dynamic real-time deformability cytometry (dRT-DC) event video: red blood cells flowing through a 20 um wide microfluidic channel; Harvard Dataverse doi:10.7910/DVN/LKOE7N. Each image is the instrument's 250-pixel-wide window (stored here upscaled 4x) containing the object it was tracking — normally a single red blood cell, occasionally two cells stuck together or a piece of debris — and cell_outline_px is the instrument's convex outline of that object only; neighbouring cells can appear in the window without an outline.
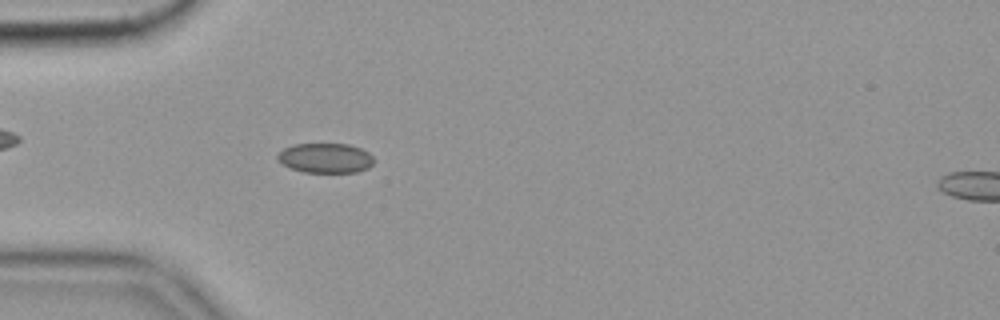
{"species": "common noctule bat (a hibernating species)", "species_latin": "Nyctalus noctula", "temperature_condition": "cold", "stored_images_in_passage": 57, "camera_frame_rate_fps": 3000, "um_per_image_px": 0.085, "animal": {"sex": "female", "body_mass_g": 19.9}, "frame": {"image": 1, "passage_image": 17, "time_ms": 5.333, "image_size_px": [1000, 320], "cell_outline_px": [[372, 164], [368, 168], [356, 172], [304, 172], [292, 168], [284, 164], [276, 156], [284, 148], [292, 144], [348, 144], [360, 148], [368, 152], [372, 156]], "centroid_in_image_um": [27.67, 13.43], "position_along_channel_um": 57.3, "area_um2": 16.47}, "authors_computed_cell_mechanics": {"area_um2": 16.8776, "velocity_mm_per_s": 3.5495, "shape_relaxation_time_tau1_ms": null, "shape_relaxation_time_tau2_ms": 3.431, "deformation_change_tau1": null, "deformation_change_tau2": 0.063}}